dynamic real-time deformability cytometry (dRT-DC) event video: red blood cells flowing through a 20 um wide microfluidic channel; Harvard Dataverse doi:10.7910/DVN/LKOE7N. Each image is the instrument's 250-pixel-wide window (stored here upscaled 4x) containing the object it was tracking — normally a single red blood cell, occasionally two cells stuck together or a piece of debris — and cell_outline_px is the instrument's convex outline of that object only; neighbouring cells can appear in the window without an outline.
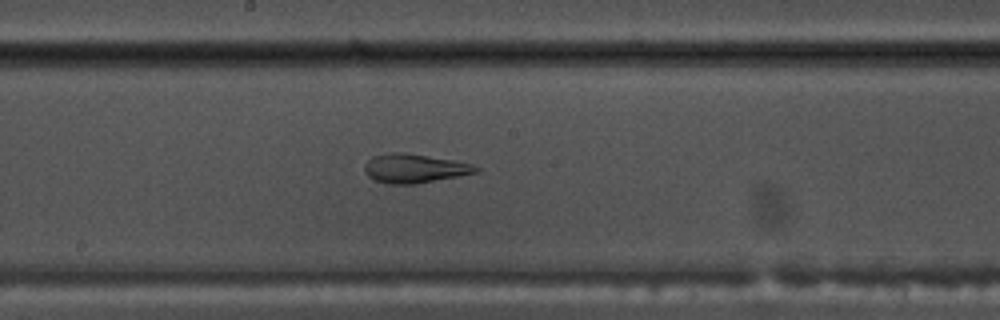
{"species": "common noctule bat (a hibernating species)", "species_latin": "Nyctalus noctula", "temperature_condition": "warm", "stored_images_in_passage": 53, "camera_frame_rate_fps": 3000, "um_per_image_px": 0.085, "animal": {"sex": "male", "body_mass_g": 17.5, "forearm_length_mm": 52.3}, "frame": {"image": 1, "passage_image": 28, "time_ms": 9.0, "image_size_px": [1000, 320], "cell_outline_px": [[480, 168], [476, 172], [416, 184], [388, 184], [376, 180], [368, 176], [364, 172], [364, 164], [372, 156], [392, 152], [408, 152], [452, 160], [472, 164]], "centroid_in_image_um": [35.17, 14.3], "position_along_channel_um": 213.0, "area_um2": 18.73}}
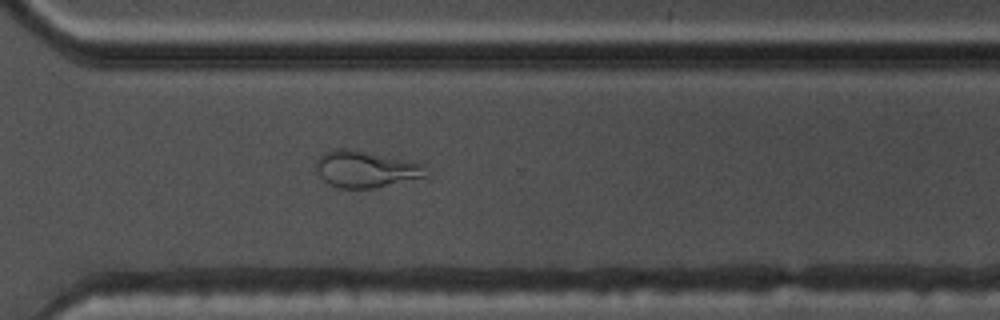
{"frame": {"image": 2, "passage_image": 38, "time_ms": 12.333, "image_size_px": [1000, 320], "cell_outline_px": [[428, 176], [376, 188], [336, 188], [328, 184], [316, 172], [316, 160], [324, 152], [336, 148], [344, 148], [424, 164]], "centroid_in_image_um": [31.04, 14.4], "position_along_channel_um": 339.6, "area_um2": 23.24}}
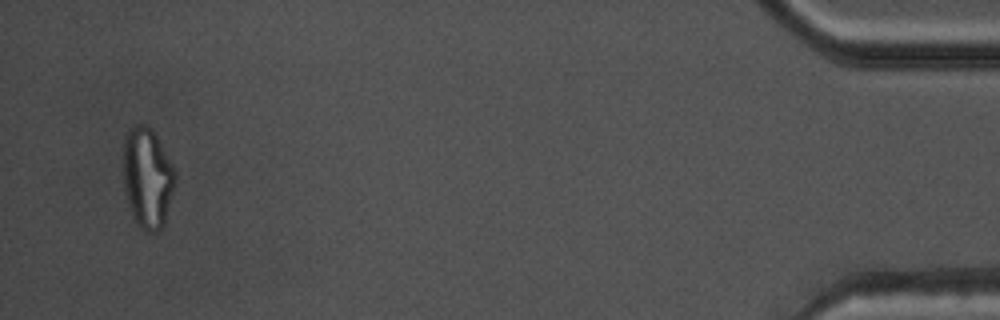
{"frame": {"image": 3, "passage_image": 51, "time_ms": 16.667, "image_size_px": [1000, 320], "cell_outline_px": [[176, 180], [164, 224], [160, 232], [148, 232], [140, 228], [132, 212], [124, 188], [124, 136], [128, 128], [136, 124], [148, 124], [152, 128], [172, 164], [176, 172]], "centroid_in_image_um": [12.54, 15.08], "position_along_channel_um": 422.7, "area_um2": 30.35}, "authors_computed_cell_mechanics": {"area_um2": 23.9292, "velocity_mm_per_s": 3.7962, "shape_relaxation_time_tau1_ms": null, "shape_relaxation_time_tau2_ms": 1.7535, "deformation_change_tau1": null, "deformation_change_tau2": 0.0839}}